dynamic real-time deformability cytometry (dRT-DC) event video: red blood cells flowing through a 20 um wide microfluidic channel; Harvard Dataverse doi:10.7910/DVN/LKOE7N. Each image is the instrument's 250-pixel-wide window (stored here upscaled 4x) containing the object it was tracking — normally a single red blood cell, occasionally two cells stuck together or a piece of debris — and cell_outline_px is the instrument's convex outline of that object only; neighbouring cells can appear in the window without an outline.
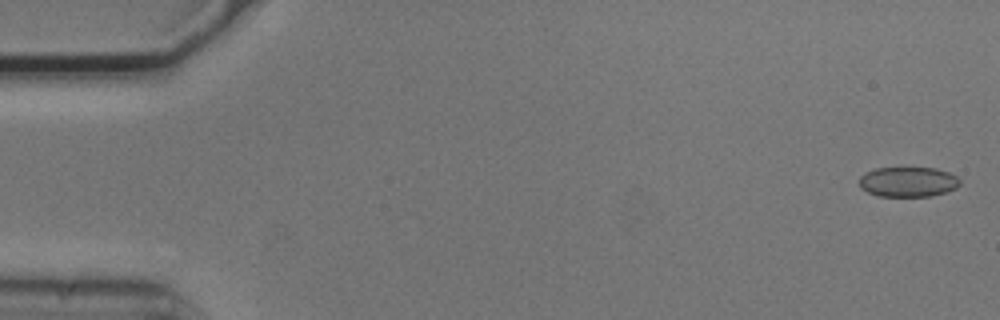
{"species": "common noctule bat (a hibernating species)", "species_latin": "Nyctalus noctula", "temperature_condition": "cold", "stored_images_in_passage": 55, "camera_frame_rate_fps": 3000, "um_per_image_px": 0.085, "animal": {"sex": "male", "body_mass_g": 20.5, "forearm_length_mm": 52.5}, "frame": {"image": 1, "passage_image": 2, "time_ms": 0.333, "image_size_px": [1000, 320], "cell_outline_px": [[960, 184], [956, 188], [948, 192], [932, 196], [876, 196], [860, 188], [860, 176], [864, 172], [876, 168], [936, 168], [948, 172], [956, 176], [960, 180]], "centroid_in_image_um": [77.19, 15.46], "position_along_channel_um": 7.8, "area_um2": 17.74}}
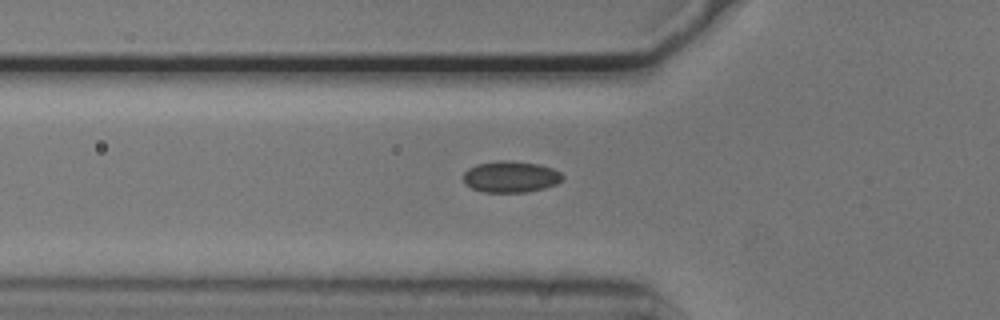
{"frame": {"image": 2, "passage_image": 19, "time_ms": 6.0, "image_size_px": [1000, 320], "cell_outline_px": [[564, 180], [556, 184], [544, 188], [528, 192], [484, 192], [472, 188], [464, 184], [464, 172], [468, 168], [476, 164], [500, 160], [508, 160], [540, 164], [552, 168], [560, 172], [564, 176]], "centroid_in_image_um": [43.42, 15.02], "position_along_channel_um": 82.4, "area_um2": 18.32}}
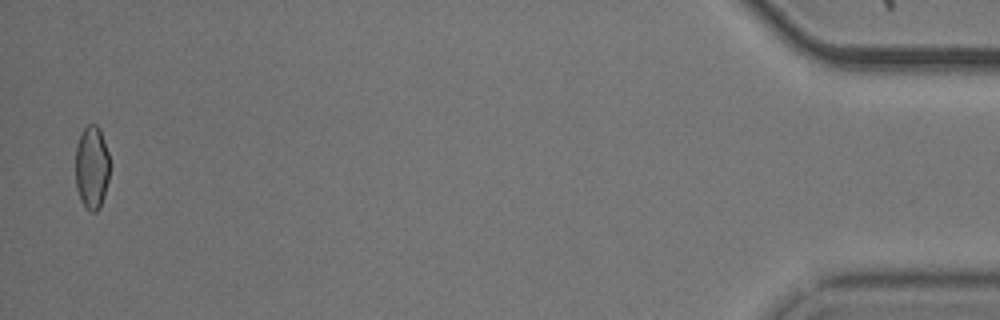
{"frame": {"image": 3, "passage_image": 54, "time_ms": 17.667, "image_size_px": [1000, 320], "cell_outline_px": [[112, 164], [104, 196], [100, 208], [96, 212], [92, 212], [84, 208], [80, 200], [76, 188], [76, 144], [80, 132], [88, 124], [96, 124], [100, 128]], "centroid_in_image_um": [7.82, 14.23], "position_along_channel_um": 427.4, "area_um2": 17.22}, "authors_computed_cell_mechanics": {"area_um2": 17.8602, "velocity_mm_per_s": 3.7284, "shape_relaxation_time_tau1_ms": 10.3405, "shape_relaxation_time_tau2_ms": 1.8545, "deformation_change_tau1": 0.0944, "deformation_change_tau2": 0.0524}}